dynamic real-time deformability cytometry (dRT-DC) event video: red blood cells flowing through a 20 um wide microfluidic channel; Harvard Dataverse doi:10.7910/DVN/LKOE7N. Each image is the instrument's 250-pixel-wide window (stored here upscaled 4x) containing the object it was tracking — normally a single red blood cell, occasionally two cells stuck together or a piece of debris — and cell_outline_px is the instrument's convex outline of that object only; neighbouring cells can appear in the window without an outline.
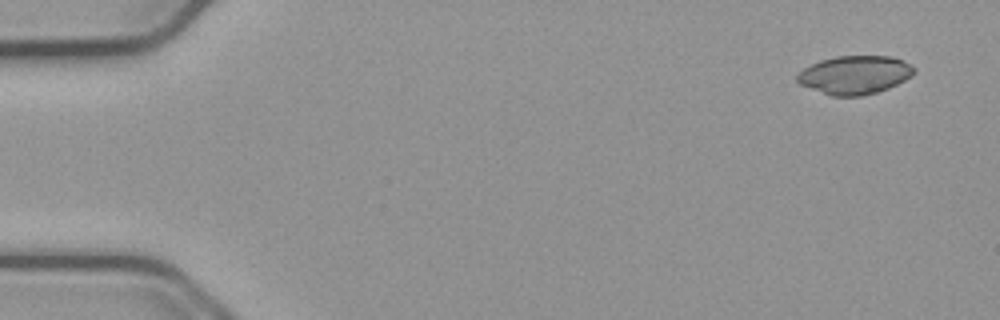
{"species": "common noctule bat (a hibernating species)", "species_latin": "Nyctalus noctula", "temperature_condition": "cold", "stored_images_in_passage": 11, "camera_frame_rate_fps": 3000, "um_per_image_px": 0.085, "animal": {"sex": "male", "body_mass_g": 23.1, "forearm_length_mm": 52.7}, "frame": {"image": 1, "passage_image": 1, "time_ms": 0.0, "image_size_px": [1000, 320], "cell_outline_px": [[916, 72], [912, 76], [888, 88], [876, 92], [860, 96], [832, 96], [800, 84], [796, 80], [796, 76], [804, 68], [820, 60], [836, 56], [892, 56], [916, 68]], "centroid_in_image_um": [72.66, 6.36], "position_along_channel_um": 12.3, "area_um2": 25.95}}